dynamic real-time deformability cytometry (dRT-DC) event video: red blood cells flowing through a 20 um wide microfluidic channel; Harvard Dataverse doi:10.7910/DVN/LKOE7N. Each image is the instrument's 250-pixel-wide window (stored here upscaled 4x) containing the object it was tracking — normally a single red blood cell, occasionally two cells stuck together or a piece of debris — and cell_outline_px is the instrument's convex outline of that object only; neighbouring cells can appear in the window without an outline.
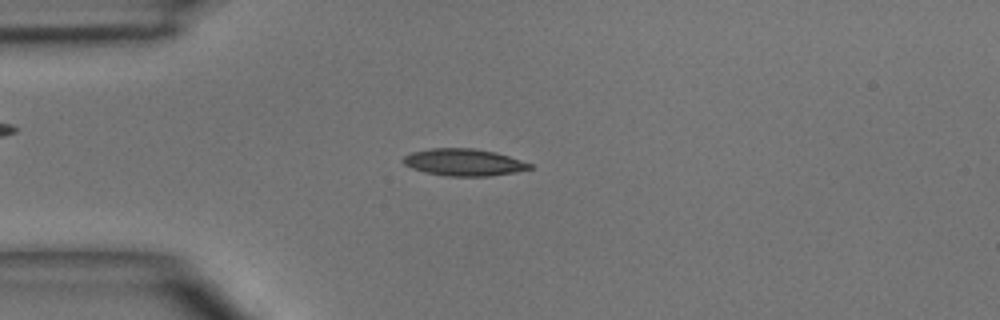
{"species": "common noctule bat (a hibernating species)", "species_latin": "Nyctalus noctula", "temperature_condition": "room temperature", "stored_images_in_passage": 4, "camera_frame_rate_fps": 3000, "um_per_image_px": 0.085, "animal": {"sex": "male", "body_mass_g": 15.6}, "frame": {"image": 1, "passage_image": 3, "time_ms": 2.333, "image_size_px": [1000, 320], "cell_outline_px": [[532, 168], [516, 172], [488, 176], [444, 176], [424, 172], [412, 168], [404, 164], [400, 160], [404, 156], [412, 152], [432, 148], [472, 148], [496, 152], [532, 164]], "centroid_in_image_um": [39.39, 13.8], "position_along_channel_um": 45.6, "area_um2": 19.94}}